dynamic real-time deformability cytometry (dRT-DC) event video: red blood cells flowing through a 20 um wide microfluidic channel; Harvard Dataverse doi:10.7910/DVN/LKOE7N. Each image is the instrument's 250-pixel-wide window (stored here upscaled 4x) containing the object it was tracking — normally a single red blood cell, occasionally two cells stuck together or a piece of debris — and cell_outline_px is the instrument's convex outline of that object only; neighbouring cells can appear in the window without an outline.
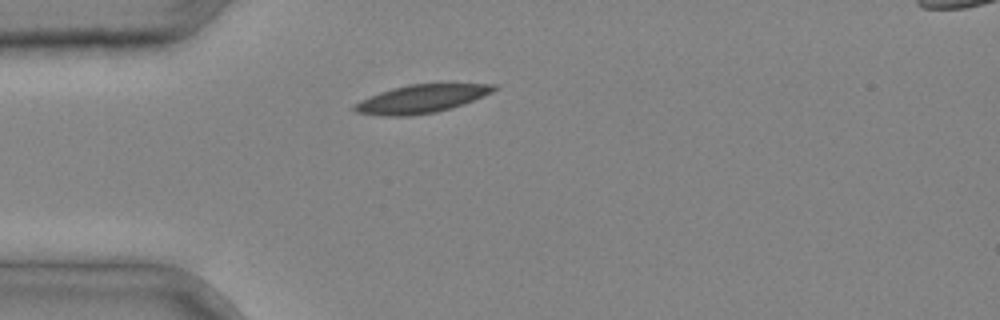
{"species": "common noctule bat (a hibernating species)", "species_latin": "Nyctalus noctula", "temperature_condition": "cold", "stored_images_in_passage": 1, "camera_frame_rate_fps": 3000, "um_per_image_px": 0.085, "animal": {"sex": "male", "body_mass_g": 20.4}, "frame": {"image": 1, "passage_image": 1, "time_ms": 0.0, "image_size_px": [1000, 320], "cell_outline_px": [[500, 88], [492, 92], [472, 100], [436, 112], [408, 116], [384, 116], [356, 112], [352, 108], [360, 100], [380, 92], [392, 88], [408, 84], [496, 84]], "centroid_in_image_um": [35.79, 8.39], "position_along_channel_um": 49.2, "area_um2": 22.54}}